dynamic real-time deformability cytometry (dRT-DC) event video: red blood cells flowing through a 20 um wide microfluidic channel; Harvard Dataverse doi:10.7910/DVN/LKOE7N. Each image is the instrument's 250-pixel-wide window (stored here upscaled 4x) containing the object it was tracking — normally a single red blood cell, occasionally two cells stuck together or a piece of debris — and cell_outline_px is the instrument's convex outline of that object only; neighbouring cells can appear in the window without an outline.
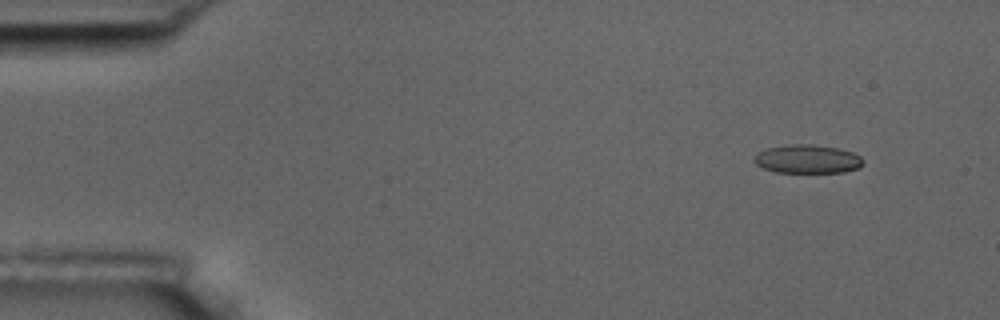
{"species": "common noctule bat (a hibernating species)", "species_latin": "Nyctalus noctula", "temperature_condition": "room temperature", "stored_images_in_passage": 10, "camera_frame_rate_fps": 3000, "um_per_image_px": 0.085, "animal": {"sex": "male", "body_mass_g": 17.5, "forearm_length_mm": 52.3}, "frame": {"image": 1, "passage_image": 2, "time_ms": 1.333, "image_size_px": [1000, 320], "cell_outline_px": [[864, 164], [860, 168], [844, 172], [776, 172], [764, 168], [756, 164], [752, 160], [760, 152], [768, 148], [784, 144], [812, 144], [840, 148], [852, 152], [860, 156], [864, 160]], "centroid_in_image_um": [68.68, 13.51], "position_along_channel_um": 16.3, "area_um2": 18.26}}
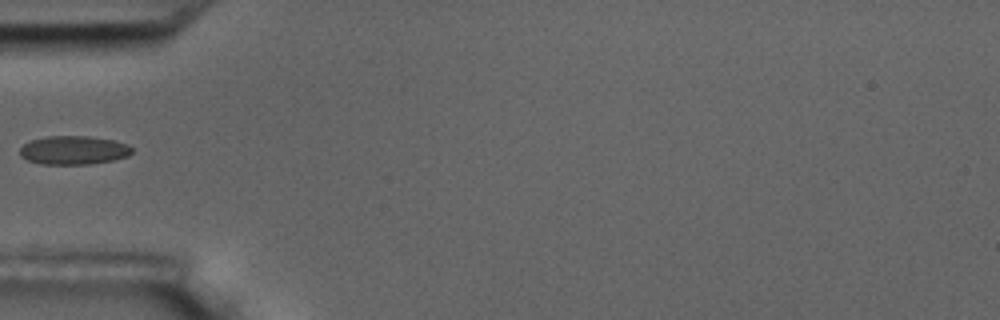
{"frame": {"image": 2, "passage_image": 6, "time_ms": 6.0, "image_size_px": [1000, 320], "cell_outline_px": [[132, 152], [128, 156], [112, 160], [88, 164], [40, 164], [28, 160], [20, 156], [20, 148], [24, 144], [32, 140], [48, 136], [88, 136], [112, 140], [124, 144], [132, 148]], "centroid_in_image_um": [6.22, 12.77], "position_along_channel_um": 78.8, "area_um2": 18.5}}
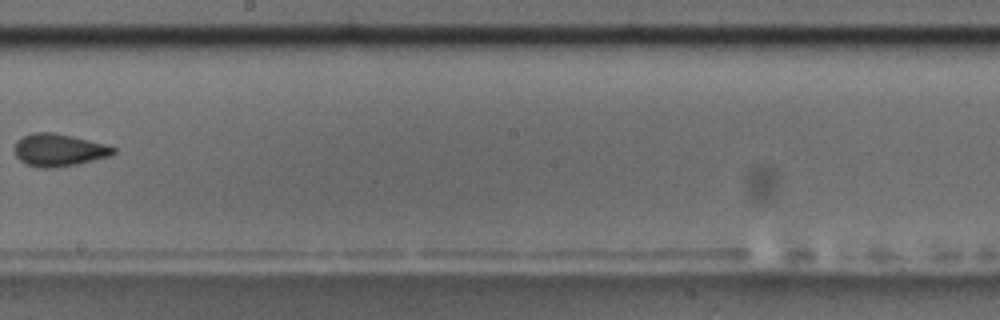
{"frame": {"image": 3, "passage_image": 10, "time_ms": 10.667, "image_size_px": [1000, 320], "cell_outline_px": [[116, 152], [112, 156], [76, 164], [56, 168], [40, 168], [28, 164], [20, 160], [16, 156], [12, 148], [16, 140], [32, 132], [52, 132], [72, 136], [104, 144], [116, 148]], "centroid_in_image_um": [4.97, 12.75], "position_along_channel_um": 243.2, "area_um2": 18.84}}